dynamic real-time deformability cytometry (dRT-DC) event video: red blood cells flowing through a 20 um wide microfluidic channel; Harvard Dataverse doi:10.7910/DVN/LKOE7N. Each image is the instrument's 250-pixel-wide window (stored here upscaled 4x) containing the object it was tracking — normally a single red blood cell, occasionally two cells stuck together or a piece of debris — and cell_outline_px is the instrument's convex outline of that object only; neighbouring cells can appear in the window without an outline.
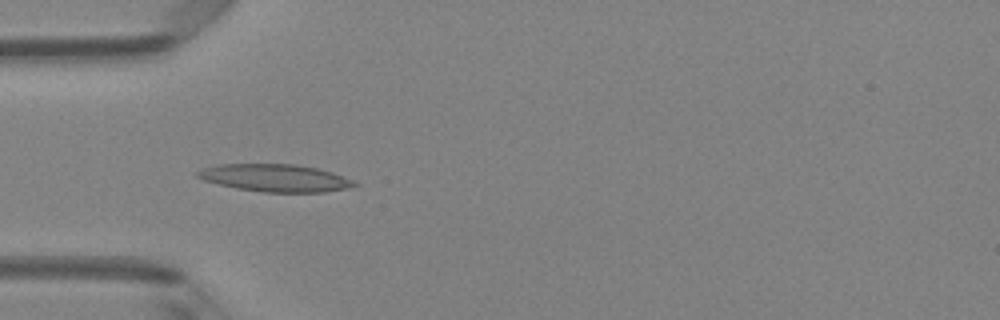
{"species": "Egyptian fruit bat (a non-hibernating species)", "species_latin": "Rousettus aegyptiacus", "temperature_condition": "room temperature", "stored_images_in_passage": 6, "camera_frame_rate_fps": 3000, "um_per_image_px": 0.085, "animal": {"sex": "female"}, "frame": {"image": 1, "passage_image": 4, "time_ms": 1.0, "image_size_px": [1000, 320], "cell_outline_px": [[360, 184], [352, 188], [324, 192], [264, 192], [236, 188], [204, 180], [196, 176], [196, 172], [204, 168], [220, 164], [292, 164], [316, 168], [332, 172], [356, 180]], "centroid_in_image_um": [23.47, 15.13], "position_along_channel_um": 61.5, "area_um2": 25.14}}
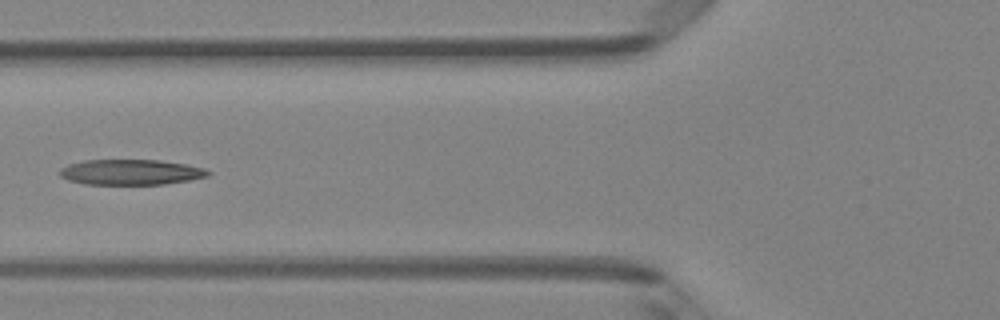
{"frame": {"image": 2, "passage_image": 5, "time_ms": 1.333, "image_size_px": [1000, 320], "cell_outline_px": [[212, 172], [208, 176], [188, 180], [164, 184], [84, 184], [68, 180], [60, 176], [60, 168], [68, 164], [84, 160], [160, 160], [188, 164], [204, 168]], "centroid_in_image_um": [11.12, 14.62], "position_along_channel_um": 114.7, "area_um2": 22.02}}
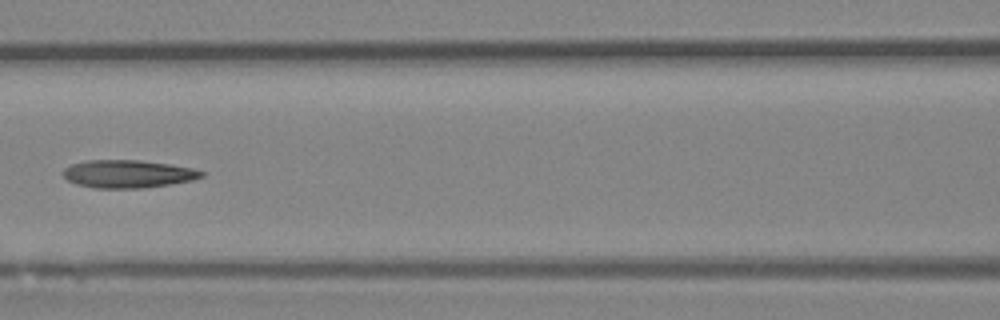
{"frame": {"image": 3, "passage_image": 6, "time_ms": 1.667, "image_size_px": [1000, 320], "cell_outline_px": [[204, 176], [192, 180], [168, 184], [140, 188], [92, 188], [76, 184], [68, 180], [64, 176], [64, 168], [72, 164], [88, 160], [140, 160], [168, 164], [192, 168], [204, 172]], "centroid_in_image_um": [10.85, 14.78], "position_along_channel_um": 155.7, "area_um2": 22.25}}